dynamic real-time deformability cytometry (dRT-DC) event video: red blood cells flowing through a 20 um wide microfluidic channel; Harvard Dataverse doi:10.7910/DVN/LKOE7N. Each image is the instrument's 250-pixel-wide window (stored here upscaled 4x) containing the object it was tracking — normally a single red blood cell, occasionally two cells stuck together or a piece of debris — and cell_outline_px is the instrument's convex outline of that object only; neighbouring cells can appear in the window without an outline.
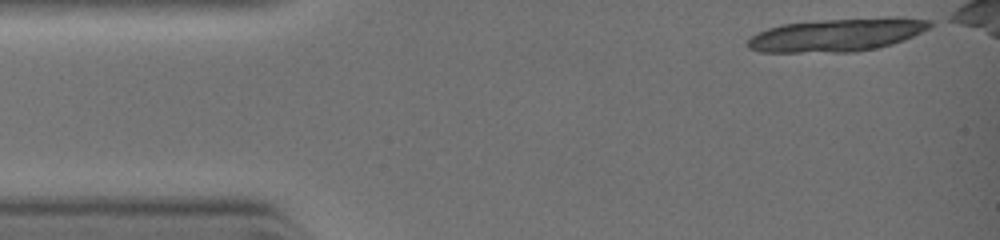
{"species": "common noctule bat (a hibernating species)", "species_latin": "Nyctalus noctula", "temperature_condition": "warm", "stored_images_in_passage": 16, "camera_frame_rate_fps": 3000, "um_per_image_px": 0.085, "animal": {"sex": "female", "body_mass_g": 19.0, "forearm_length_mm": 51.5}, "frame": {"image": 1, "passage_image": 1, "time_ms": 0.0, "image_size_px": [1000, 240], "cell_outline_px": [[932, 24], [928, 28], [904, 40], [892, 44], [876, 48], [856, 52], [760, 52], [748, 48], [748, 40], [756, 32], [780, 24], [820, 20], [884, 16], [904, 16], [932, 20]], "centroid_in_image_um": [71.18, 2.94], "position_along_channel_um": 13.8, "area_um2": 35.66}}